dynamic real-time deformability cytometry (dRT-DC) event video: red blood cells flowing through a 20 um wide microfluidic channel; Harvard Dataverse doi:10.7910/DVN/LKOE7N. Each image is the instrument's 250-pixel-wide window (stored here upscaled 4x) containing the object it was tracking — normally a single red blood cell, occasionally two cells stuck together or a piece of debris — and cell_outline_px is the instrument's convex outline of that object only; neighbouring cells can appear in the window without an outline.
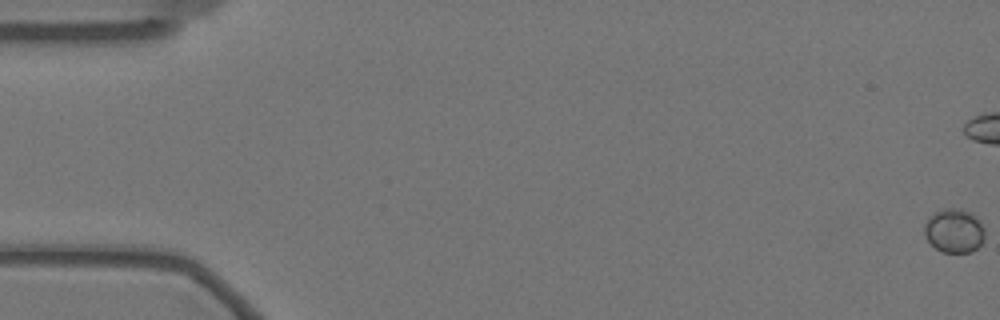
{"species": "Egyptian fruit bat (a non-hibernating species)", "species_latin": "Rousettus aegyptiacus", "temperature_condition": "warm", "stored_images_in_passage": 61, "camera_frame_rate_fps": 3000, "um_per_image_px": 0.085, "animal": {"sex": "female"}, "frame": {"image": 1, "passage_image": 1, "time_ms": 0.0, "image_size_px": [1000, 320], "cell_outline_px": [[984, 240], [972, 252], [940, 252], [924, 236], [924, 224], [936, 212], [944, 208], [964, 208], [972, 212], [980, 220], [984, 228]], "centroid_in_image_um": [81.13, 19.6], "position_along_channel_um": 3.9, "area_um2": 15.61}}
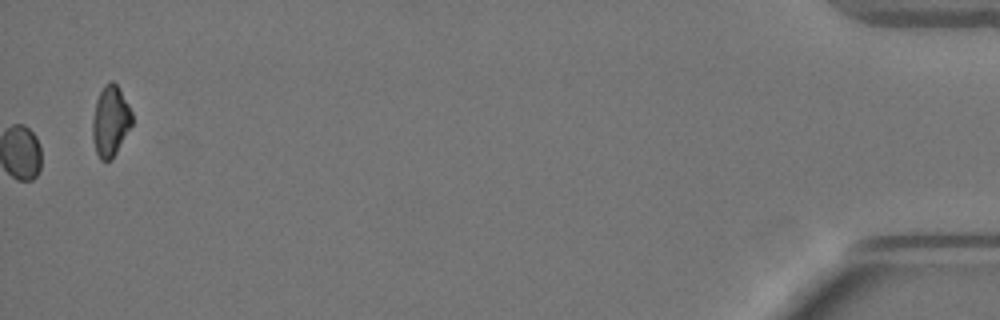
{"frame": {"image": 2, "passage_image": 61, "time_ms": 20.0, "image_size_px": [1000, 320], "cell_outline_px": [[132, 124], [112, 160], [100, 160], [96, 152], [92, 140], [92, 120], [96, 100], [104, 84], [112, 80], [120, 88], [132, 112]], "centroid_in_image_um": [9.38, 10.29], "position_along_channel_um": 425.8, "area_um2": 16.36}}